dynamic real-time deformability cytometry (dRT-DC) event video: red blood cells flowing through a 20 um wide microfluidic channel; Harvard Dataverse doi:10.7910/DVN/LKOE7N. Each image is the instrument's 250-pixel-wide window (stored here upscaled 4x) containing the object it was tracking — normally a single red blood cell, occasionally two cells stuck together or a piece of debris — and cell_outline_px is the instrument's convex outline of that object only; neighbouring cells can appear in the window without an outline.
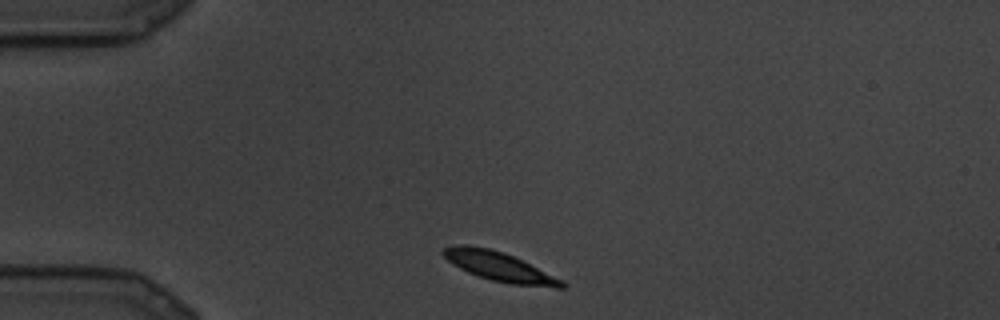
{"species": "common noctule bat (a hibernating species)", "species_latin": "Nyctalus noctula", "temperature_condition": "cold", "stored_images_in_passage": 3, "camera_frame_rate_fps": 3000, "um_per_image_px": 0.085, "animal": {"sex": "male", "body_mass_g": 19.5, "forearm_length_mm": 54.6}, "frame": {"image": 1, "passage_image": 1, "time_ms": 0.0, "image_size_px": [1000, 320], "cell_outline_px": [[568, 284], [564, 288], [556, 288], [512, 284], [492, 280], [468, 272], [452, 264], [440, 252], [444, 248], [452, 244], [464, 244], [488, 248], [504, 252], [564, 280]], "centroid_in_image_um": [42.45, 22.66], "position_along_channel_um": 42.5, "area_um2": 20.17}}